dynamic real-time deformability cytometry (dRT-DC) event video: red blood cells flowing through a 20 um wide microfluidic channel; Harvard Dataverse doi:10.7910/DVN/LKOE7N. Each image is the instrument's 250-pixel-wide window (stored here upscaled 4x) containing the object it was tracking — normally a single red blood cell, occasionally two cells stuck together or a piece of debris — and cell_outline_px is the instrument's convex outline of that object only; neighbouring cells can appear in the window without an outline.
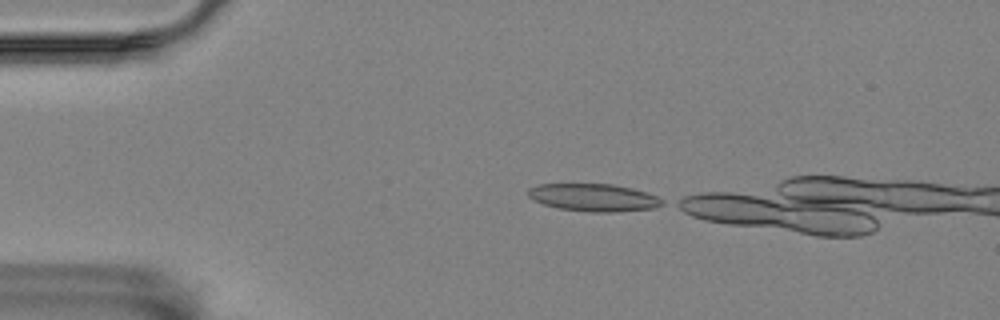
{"species": "Egyptian fruit bat (a non-hibernating species)", "species_latin": "Rousettus aegyptiacus", "temperature_condition": "room temperature", "stored_images_in_passage": 9, "camera_frame_rate_fps": 3000, "um_per_image_px": 0.085, "animal": {"sex": "female"}, "frame": {"image": 1, "passage_image": 1, "time_ms": 0.0, "image_size_px": [1000, 320], "cell_outline_px": [[664, 204], [656, 208], [616, 212], [592, 212], [556, 208], [532, 200], [528, 196], [528, 188], [540, 184], [612, 184], [632, 188], [656, 196], [664, 200]], "centroid_in_image_um": [50.46, 16.79], "position_along_channel_um": 34.5, "area_um2": 21.62}}
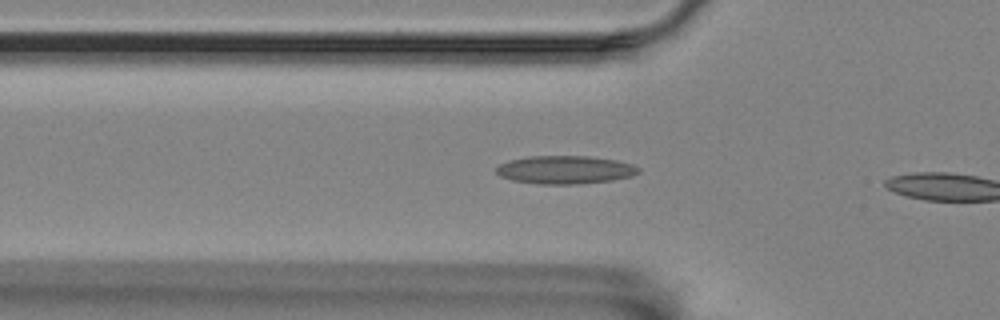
{"frame": {"image": 2, "passage_image": 8, "time_ms": 2.333, "image_size_px": [1000, 320], "cell_outline_px": [[640, 172], [632, 176], [612, 180], [580, 184], [540, 184], [512, 180], [500, 176], [496, 172], [496, 168], [500, 164], [508, 160], [528, 156], [588, 156], [616, 160], [632, 164], [640, 168]], "centroid_in_image_um": [48.04, 14.43], "position_along_channel_um": 77.8, "area_um2": 23.41}}